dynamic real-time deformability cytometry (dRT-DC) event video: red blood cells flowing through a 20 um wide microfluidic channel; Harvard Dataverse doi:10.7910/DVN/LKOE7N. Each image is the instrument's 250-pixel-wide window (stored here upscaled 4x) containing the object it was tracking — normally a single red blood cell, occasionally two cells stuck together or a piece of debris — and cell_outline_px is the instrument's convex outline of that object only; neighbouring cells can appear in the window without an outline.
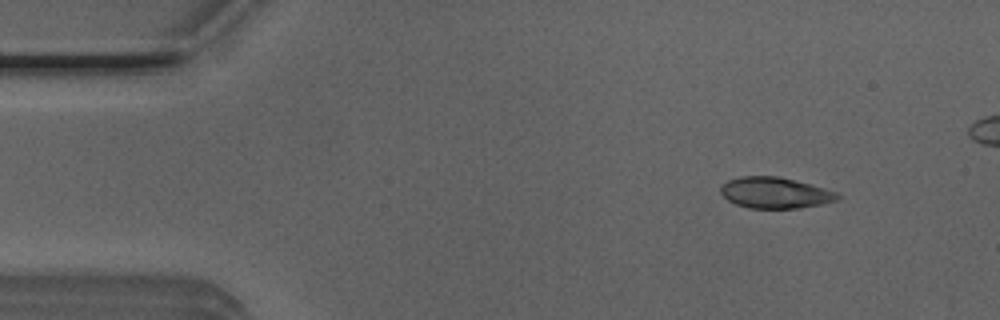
{"species": "Egyptian fruit bat (a non-hibernating species)", "species_latin": "Rousettus aegyptiacus", "temperature_condition": "room temperature", "stored_images_in_passage": 6, "camera_frame_rate_fps": 3000, "um_per_image_px": 0.085, "animal": {"sex": "male"}, "frame": {"image": 1, "passage_image": 2, "time_ms": 0.333, "image_size_px": [1000, 320], "cell_outline_px": [[840, 196], [836, 200], [820, 204], [800, 208], [748, 208], [736, 204], [728, 200], [720, 192], [720, 188], [728, 180], [740, 176], [780, 176], [824, 188], [836, 192]], "centroid_in_image_um": [65.85, 16.38], "position_along_channel_um": 19.1, "area_um2": 20.98}}